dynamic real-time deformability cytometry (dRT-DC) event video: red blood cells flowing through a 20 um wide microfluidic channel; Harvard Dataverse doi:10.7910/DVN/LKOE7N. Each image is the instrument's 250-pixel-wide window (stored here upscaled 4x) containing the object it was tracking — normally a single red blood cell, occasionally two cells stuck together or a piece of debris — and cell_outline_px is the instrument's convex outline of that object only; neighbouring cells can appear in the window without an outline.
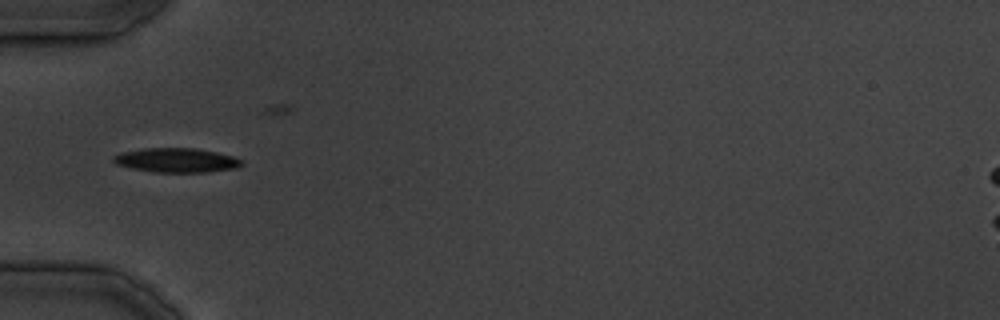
{"species": "common noctule bat (a hibernating species)", "species_latin": "Nyctalus noctula", "temperature_condition": "cold", "stored_images_in_passage": 29, "camera_frame_rate_fps": 3000, "um_per_image_px": 0.085, "animal": {"sex": "male", "body_mass_g": 19.5, "forearm_length_mm": 54.6}, "frame": {"image": 1, "passage_image": 9, "time_ms": 9.333, "image_size_px": [1000, 320], "cell_outline_px": [[244, 164], [236, 168], [208, 172], [152, 172], [132, 168], [116, 164], [112, 160], [112, 156], [120, 152], [144, 148], [196, 148], [216, 152], [232, 156], [244, 160]], "centroid_in_image_um": [15.0, 13.62], "position_along_channel_um": 70.0, "area_um2": 18.32}}